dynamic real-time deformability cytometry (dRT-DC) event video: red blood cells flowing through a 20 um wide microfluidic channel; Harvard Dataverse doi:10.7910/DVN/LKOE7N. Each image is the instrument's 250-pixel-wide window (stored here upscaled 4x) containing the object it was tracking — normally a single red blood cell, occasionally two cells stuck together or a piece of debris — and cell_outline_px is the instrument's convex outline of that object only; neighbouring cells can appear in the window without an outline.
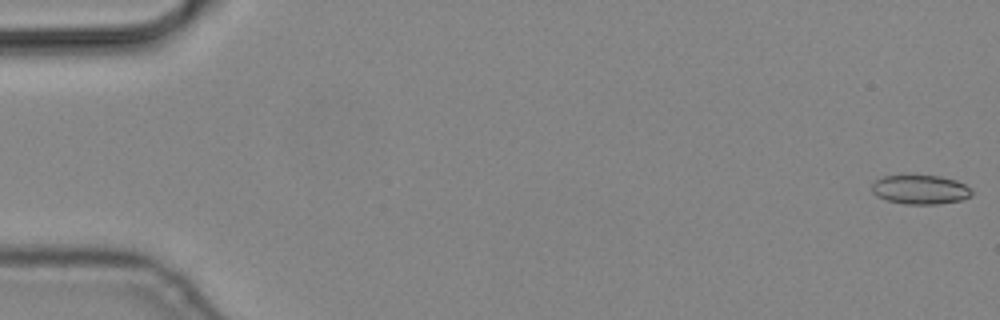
{"species": "common noctule bat (a hibernating species)", "species_latin": "Nyctalus noctula", "temperature_condition": "cold", "stored_images_in_passage": 8, "camera_frame_rate_fps": 3000, "um_per_image_px": 0.085, "animal": {"sex": "male", "body_mass_g": 19.2, "forearm_length_mm": 51.8}, "frame": {"image": 1, "passage_image": 1, "time_ms": 0.0, "image_size_px": [1000, 320], "cell_outline_px": [[972, 196], [960, 200], [936, 204], [904, 204], [888, 200], [876, 196], [872, 192], [872, 184], [876, 180], [884, 176], [940, 176], [956, 180], [964, 184], [972, 192]], "centroid_in_image_um": [78.21, 16.12], "position_along_channel_um": 6.8, "area_um2": 16.76}}
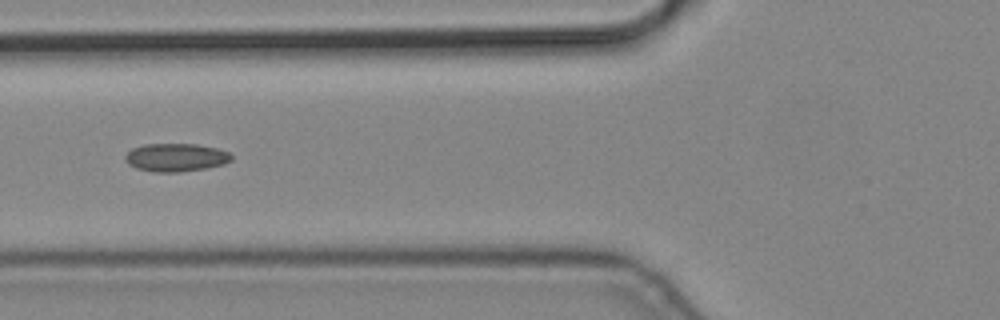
{"frame": {"image": 2, "passage_image": 6, "time_ms": 1.667, "image_size_px": [1000, 320], "cell_outline_px": [[232, 160], [224, 164], [204, 168], [180, 172], [152, 172], [136, 168], [128, 164], [124, 160], [124, 156], [132, 148], [144, 144], [196, 144], [216, 148], [228, 152], [232, 156]], "centroid_in_image_um": [14.91, 13.38], "position_along_channel_um": 110.9, "area_um2": 17.46}}
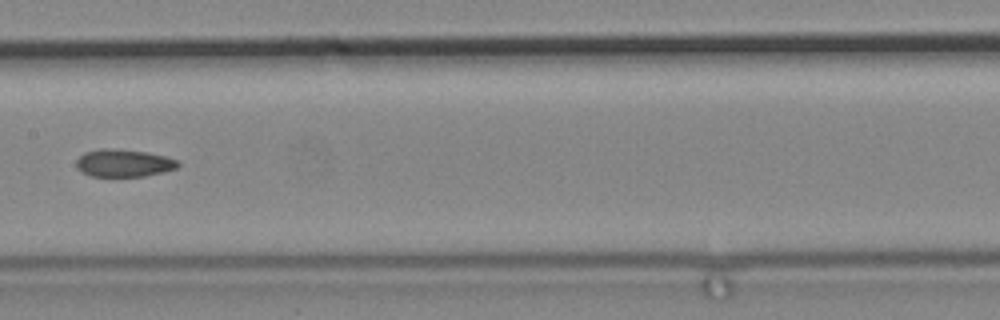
{"frame": {"image": 3, "passage_image": 8, "time_ms": 2.333, "image_size_px": [1000, 320], "cell_outline_px": [[180, 164], [176, 168], [144, 176], [88, 176], [80, 172], [76, 168], [76, 160], [84, 152], [100, 148], [108, 148], [148, 152], [164, 156], [176, 160]], "centroid_in_image_um": [10.44, 13.86], "position_along_channel_um": 197.0, "area_um2": 16.3}}